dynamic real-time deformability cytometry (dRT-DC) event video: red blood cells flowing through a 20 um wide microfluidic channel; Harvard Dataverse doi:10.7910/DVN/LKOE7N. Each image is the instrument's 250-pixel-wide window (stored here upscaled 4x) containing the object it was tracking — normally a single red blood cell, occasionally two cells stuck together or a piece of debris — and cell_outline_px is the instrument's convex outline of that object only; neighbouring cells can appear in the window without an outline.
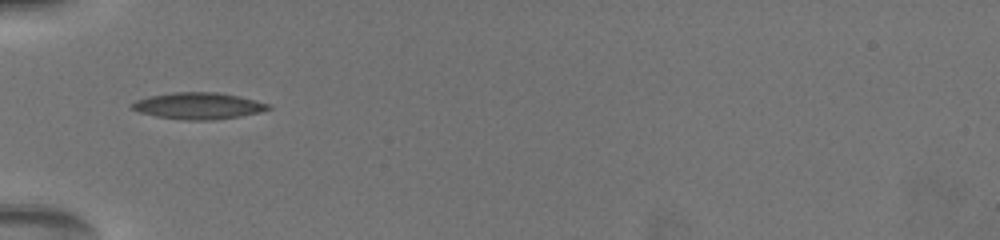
{"species": "common noctule bat (a hibernating species)", "species_latin": "Nyctalus noctula", "temperature_condition": "warm", "stored_images_in_passage": 17, "camera_frame_rate_fps": 3000, "um_per_image_px": 0.085, "animal": {"sex": "female", "body_mass_g": 19.5, "forearm_length_mm": 54.1}, "frame": {"image": 1, "passage_image": 13, "time_ms": 7.0, "image_size_px": [1000, 240], "cell_outline_px": [[272, 108], [260, 112], [240, 116], [212, 120], [188, 120], [156, 116], [140, 112], [132, 108], [128, 104], [136, 100], [152, 96], [172, 92], [216, 92], [240, 96], [272, 104]], "centroid_in_image_um": [16.9, 8.99], "position_along_channel_um": 68.1, "area_um2": 21.1}}
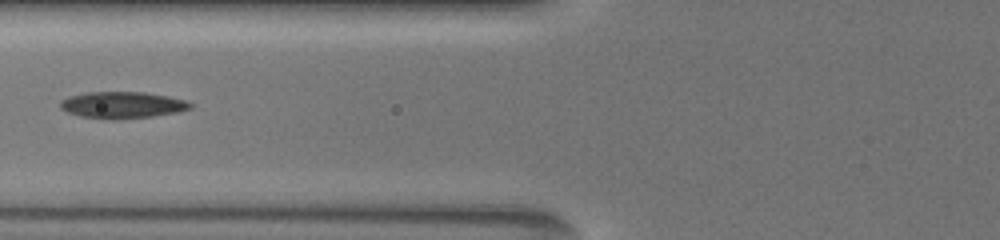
{"frame": {"image": 2, "passage_image": 15, "time_ms": 8.333, "image_size_px": [1000, 240], "cell_outline_px": [[192, 108], [180, 112], [152, 116], [80, 116], [68, 112], [60, 108], [60, 100], [68, 96], [88, 92], [144, 92], [168, 96], [184, 100], [192, 104]], "centroid_in_image_um": [10.42, 8.87], "position_along_channel_um": 115.4, "area_um2": 19.19}}
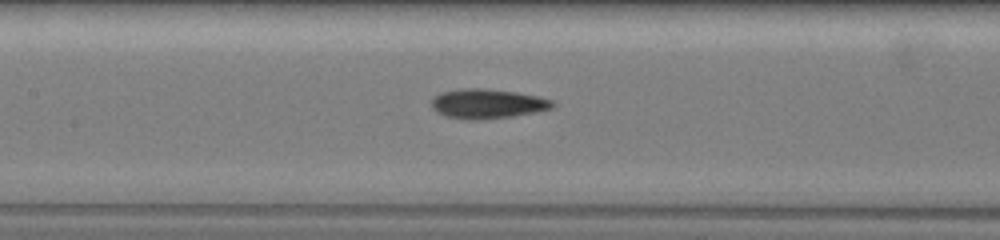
{"frame": {"image": 3, "passage_image": 17, "time_ms": 9.667, "image_size_px": [1000, 240], "cell_outline_px": [[556, 104], [552, 108], [512, 116], [448, 116], [436, 112], [432, 108], [432, 100], [440, 92], [460, 88], [484, 88], [516, 92], [536, 96], [552, 100]], "centroid_in_image_um": [41.45, 8.74], "position_along_channel_um": 166.0, "area_um2": 19.65}}